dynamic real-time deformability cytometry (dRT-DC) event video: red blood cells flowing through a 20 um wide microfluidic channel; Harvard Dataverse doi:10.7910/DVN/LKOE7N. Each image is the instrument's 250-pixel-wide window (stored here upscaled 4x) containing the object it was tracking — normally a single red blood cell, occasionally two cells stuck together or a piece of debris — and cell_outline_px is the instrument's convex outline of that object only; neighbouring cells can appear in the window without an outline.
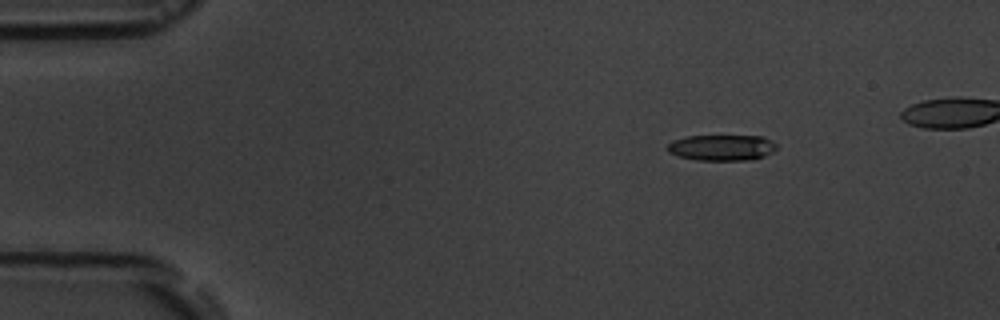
{"species": "common noctule bat (a hibernating species)", "species_latin": "Nyctalus noctula", "temperature_condition": "room temperature", "stored_images_in_passage": 5, "camera_frame_rate_fps": 3000, "um_per_image_px": 0.085, "animal": {"sex": "male", "body_mass_g": 19.5, "forearm_length_mm": 54.6}, "frame": {"image": 1, "passage_image": 2, "time_ms": 1.333, "image_size_px": [1000, 320], "cell_outline_px": [[776, 148], [772, 152], [764, 156], [752, 160], [696, 160], [676, 156], [668, 152], [668, 144], [672, 140], [684, 136], [764, 136], [776, 144]], "centroid_in_image_um": [61.32, 12.55], "position_along_channel_um": 23.7, "area_um2": 16.59}}